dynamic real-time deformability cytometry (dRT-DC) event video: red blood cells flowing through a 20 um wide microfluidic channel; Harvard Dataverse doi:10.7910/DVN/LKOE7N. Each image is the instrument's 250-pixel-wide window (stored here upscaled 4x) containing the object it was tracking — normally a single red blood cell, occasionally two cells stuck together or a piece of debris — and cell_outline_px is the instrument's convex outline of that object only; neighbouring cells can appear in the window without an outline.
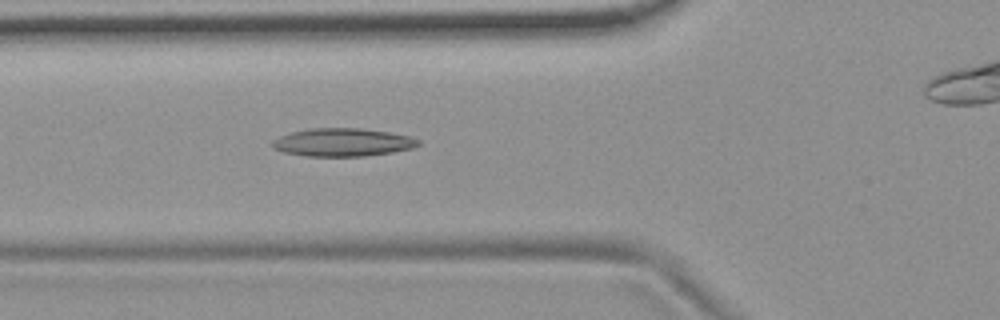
{"species": "common noctule bat (a hibernating species)", "species_latin": "Nyctalus noctula", "temperature_condition": "room temperature", "stored_images_in_passage": 10, "camera_frame_rate_fps": 3000, "um_per_image_px": 0.085, "animal": {"sex": "female", "body_mass_g": 19.9}, "frame": {"image": 1, "passage_image": 7, "time_ms": 2.0, "image_size_px": [1000, 320], "cell_outline_px": [[420, 144], [412, 148], [392, 152], [364, 156], [304, 156], [284, 152], [272, 148], [272, 140], [280, 136], [292, 132], [308, 128], [360, 128], [388, 132], [412, 136], [420, 140]], "centroid_in_image_um": [29.12, 12.09], "position_along_channel_um": 96.7, "area_um2": 23.93}}